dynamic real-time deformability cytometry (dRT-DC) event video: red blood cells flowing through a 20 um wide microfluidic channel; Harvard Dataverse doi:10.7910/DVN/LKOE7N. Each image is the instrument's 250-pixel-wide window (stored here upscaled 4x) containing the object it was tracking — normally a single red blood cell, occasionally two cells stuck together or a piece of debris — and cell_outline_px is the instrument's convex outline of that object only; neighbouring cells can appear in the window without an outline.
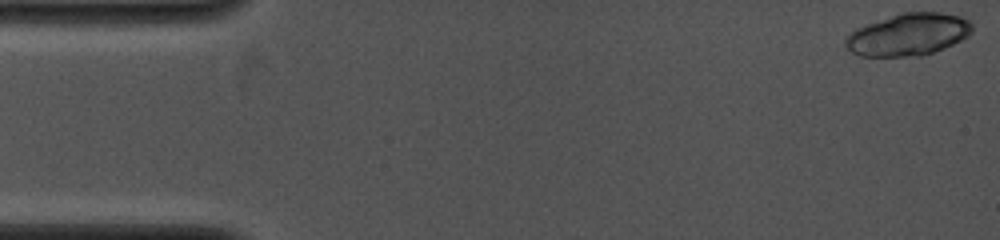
{"species": "common noctule bat (a hibernating species)", "species_latin": "Nyctalus noctula", "temperature_condition": "cold", "stored_images_in_passage": 17, "camera_frame_rate_fps": 4000, "um_per_image_px": 0.085, "animal": {"sex": "female", "body_mass_g": 19.0, "forearm_length_mm": 53.3}, "frame": {"image": 1, "passage_image": 1, "time_ms": 0.0, "image_size_px": [1000, 240], "cell_outline_px": [[972, 32], [968, 36], [944, 48], [924, 56], [860, 56], [852, 52], [844, 44], [844, 40], [856, 28], [900, 12], [940, 12], [960, 16], [968, 20], [972, 24]], "centroid_in_image_um": [77.22, 2.93], "position_along_channel_um": 7.8, "area_um2": 31.1}}